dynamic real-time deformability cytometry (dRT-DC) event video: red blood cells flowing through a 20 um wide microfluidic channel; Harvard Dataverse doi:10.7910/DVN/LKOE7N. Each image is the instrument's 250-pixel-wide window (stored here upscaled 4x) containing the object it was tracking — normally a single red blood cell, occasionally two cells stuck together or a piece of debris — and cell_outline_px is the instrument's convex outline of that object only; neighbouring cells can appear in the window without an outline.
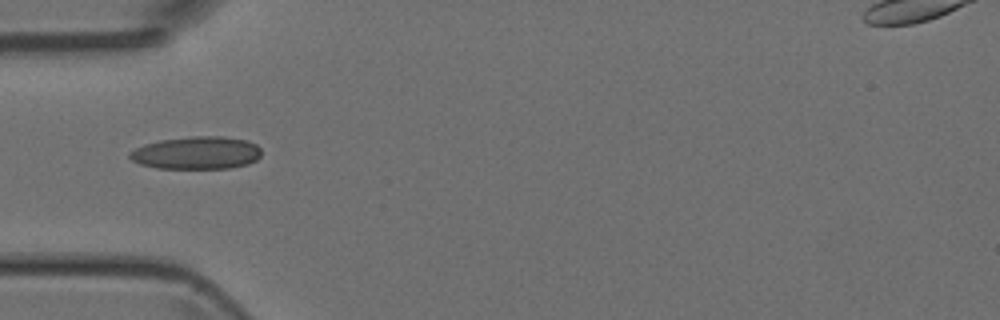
{"species": "Egyptian fruit bat (a non-hibernating species)", "species_latin": "Rousettus aegyptiacus", "temperature_condition": "room temperature", "stored_images_in_passage": 2, "camera_frame_rate_fps": 3000, "um_per_image_px": 0.085, "animal": {"sex": "female"}, "frame": {"image": 1, "passage_image": 1, "time_ms": 0.0, "image_size_px": [1000, 320], "cell_outline_px": [[260, 156], [256, 160], [248, 164], [232, 168], [156, 168], [140, 164], [132, 160], [128, 156], [128, 152], [144, 144], [160, 140], [192, 136], [220, 136], [248, 140], [256, 144], [260, 148]], "centroid_in_image_um": [16.71, 12.99], "position_along_channel_um": 68.3, "area_um2": 25.2}}
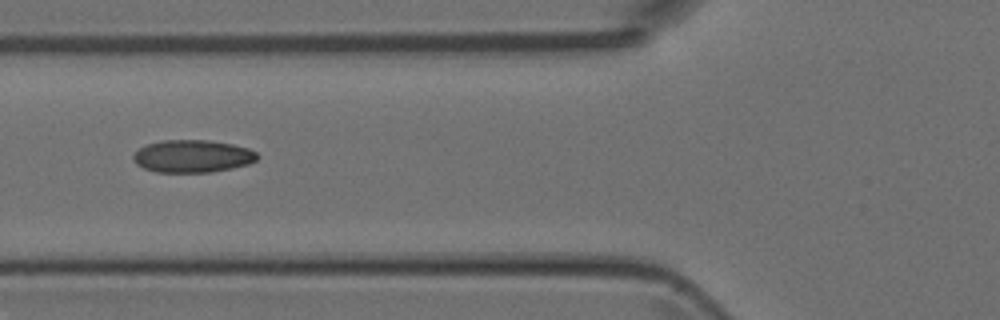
{"frame": {"image": 2, "passage_image": 2, "time_ms": 1.0, "image_size_px": [1000, 320], "cell_outline_px": [[260, 156], [256, 160], [248, 164], [232, 168], [208, 172], [156, 172], [144, 168], [136, 164], [132, 156], [140, 148], [148, 144], [160, 140], [208, 140], [232, 144], [248, 148], [256, 152]], "centroid_in_image_um": [16.37, 13.27], "position_along_channel_um": 109.4, "area_um2": 23.47}}